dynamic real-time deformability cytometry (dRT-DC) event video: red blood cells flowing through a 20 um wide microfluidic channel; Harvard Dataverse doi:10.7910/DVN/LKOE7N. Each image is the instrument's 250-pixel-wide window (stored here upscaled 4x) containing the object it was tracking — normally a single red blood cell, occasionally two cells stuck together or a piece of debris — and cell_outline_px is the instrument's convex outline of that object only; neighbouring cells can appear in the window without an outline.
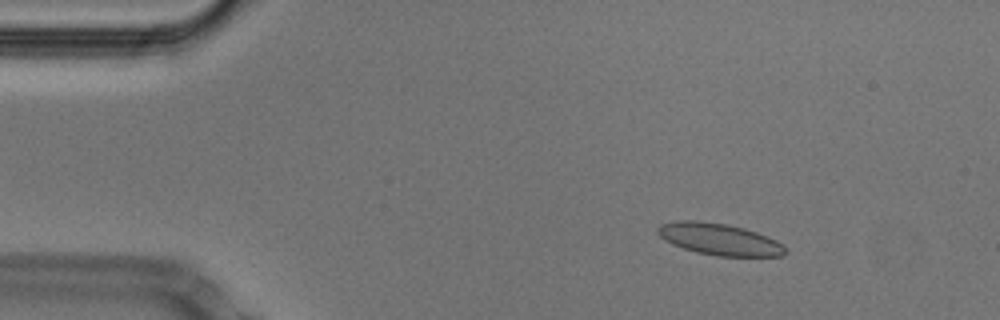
{"species": "Egyptian fruit bat (a non-hibernating species)", "species_latin": "Rousettus aegyptiacus", "temperature_condition": "cold", "stored_images_in_passage": 53, "camera_frame_rate_fps": 3000, "um_per_image_px": 0.085, "animal": {"sex": "male"}, "frame": {"image": 1, "passage_image": 8, "time_ms": 2.333, "image_size_px": [1000, 320], "cell_outline_px": [[788, 252], [784, 256], [716, 256], [696, 252], [672, 244], [664, 240], [656, 232], [656, 228], [660, 224], [676, 220], [696, 220], [728, 224], [744, 228], [768, 236], [784, 244]], "centroid_in_image_um": [61.15, 20.33], "position_along_channel_um": 23.9, "area_um2": 23.87}}
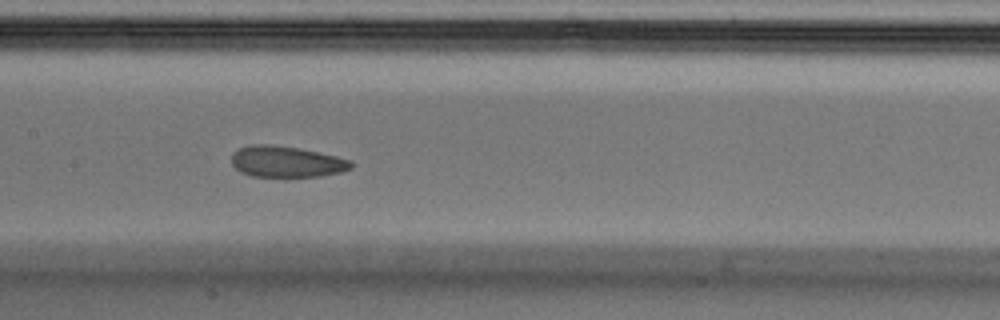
{"frame": {"image": 2, "passage_image": 26, "time_ms": 8.333, "image_size_px": [1000, 320], "cell_outline_px": [[352, 168], [340, 172], [320, 176], [252, 176], [240, 172], [232, 164], [232, 152], [240, 148], [252, 144], [272, 144], [296, 148], [336, 156], [352, 160]], "centroid_in_image_um": [24.33, 13.74], "position_along_channel_um": 183.1, "area_um2": 21.5}}
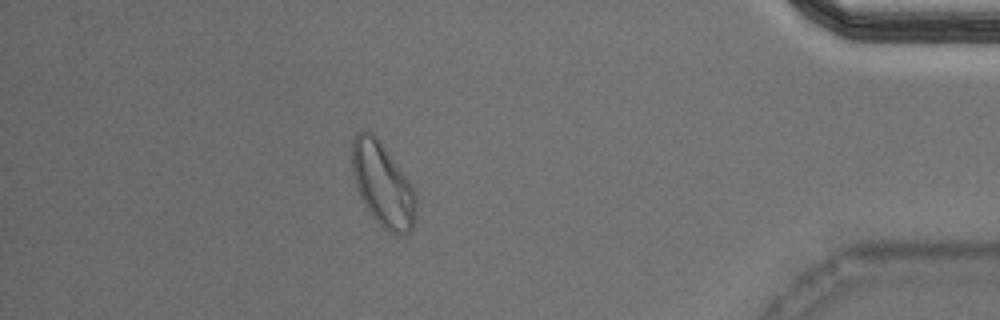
{"frame": {"image": 3, "passage_image": 47, "time_ms": 15.333, "image_size_px": [1000, 320], "cell_outline_px": [[416, 220], [412, 232], [404, 236], [400, 236], [388, 232], [372, 216], [364, 204], [356, 188], [352, 172], [352, 140], [356, 132], [372, 132], [380, 140], [408, 180], [416, 196]], "centroid_in_image_um": [32.54, 15.74], "position_along_channel_um": 402.7, "area_um2": 31.44}, "authors_computed_cell_mechanics": {"area_um2": 22.831, "velocity_mm_per_s": 3.7666, "shape_relaxation_time_tau1_ms": 3.5592, "shape_relaxation_time_tau2_ms": 2.2363, "deformation_change_tau1": 0.0852, "deformation_change_tau2": 0.0704}}